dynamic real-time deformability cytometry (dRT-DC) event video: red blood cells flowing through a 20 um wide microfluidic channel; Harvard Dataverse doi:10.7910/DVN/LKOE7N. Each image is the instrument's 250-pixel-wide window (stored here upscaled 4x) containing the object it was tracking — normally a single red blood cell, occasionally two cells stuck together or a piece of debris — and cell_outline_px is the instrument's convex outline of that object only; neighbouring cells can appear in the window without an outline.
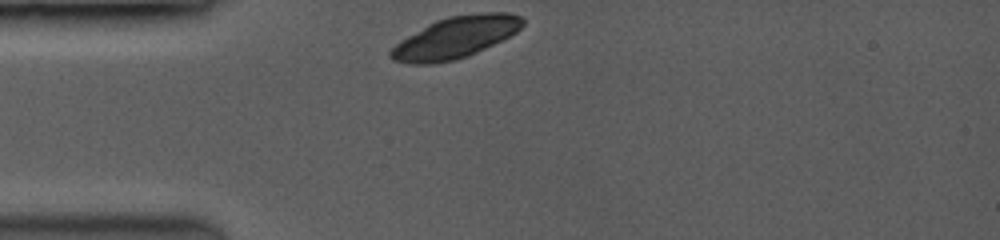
{"species": "common noctule bat (a hibernating species)", "species_latin": "Nyctalus noctula", "temperature_condition": "room temperature", "stored_images_in_passage": 31, "camera_frame_rate_fps": 3500, "um_per_image_px": 0.085, "animal": {"sex": "female", "body_mass_g": 19.0, "forearm_length_mm": 53.3}, "frame": {"image": 1, "passage_image": 1, "time_ms": 0.0, "image_size_px": [1000, 240], "cell_outline_px": [[524, 24], [516, 32], [468, 56], [452, 60], [428, 64], [412, 64], [392, 60], [388, 56], [388, 52], [400, 40], [428, 24], [436, 20], [448, 16], [480, 12], [508, 12], [524, 16]], "centroid_in_image_um": [38.71, 3.16], "position_along_channel_um": 46.3, "area_um2": 31.79}}